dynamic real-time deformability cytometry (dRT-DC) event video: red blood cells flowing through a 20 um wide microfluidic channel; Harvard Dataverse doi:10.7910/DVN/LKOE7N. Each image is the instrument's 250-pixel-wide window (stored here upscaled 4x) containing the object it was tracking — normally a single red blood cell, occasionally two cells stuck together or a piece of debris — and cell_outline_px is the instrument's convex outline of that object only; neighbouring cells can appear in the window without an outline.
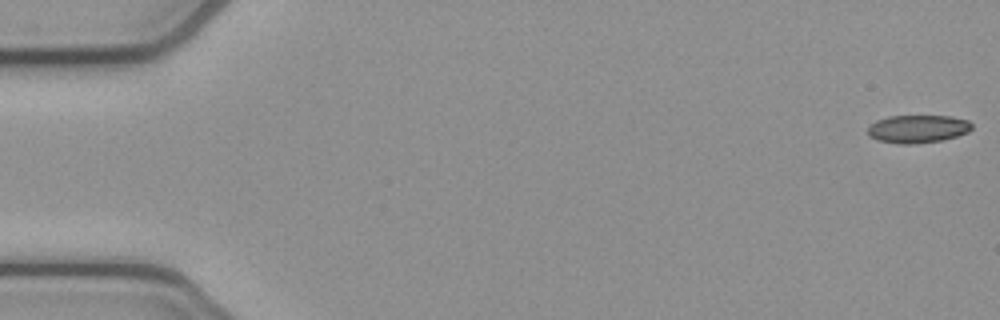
{"species": "common noctule bat (a hibernating species)", "species_latin": "Nyctalus noctula", "temperature_condition": "cold", "stored_images_in_passage": 53, "camera_frame_rate_fps": 3000, "um_per_image_px": 0.085, "animal": {"sex": "female", "body_mass_g": 21.9}, "frame": {"image": 1, "passage_image": 1, "time_ms": 0.0, "image_size_px": [1000, 320], "cell_outline_px": [[972, 128], [968, 132], [944, 140], [912, 144], [896, 144], [876, 140], [868, 136], [868, 128], [876, 120], [888, 116], [952, 116], [968, 120], [972, 124]], "centroid_in_image_um": [78.0, 10.96], "position_along_channel_um": 7.0, "area_um2": 17.11}}
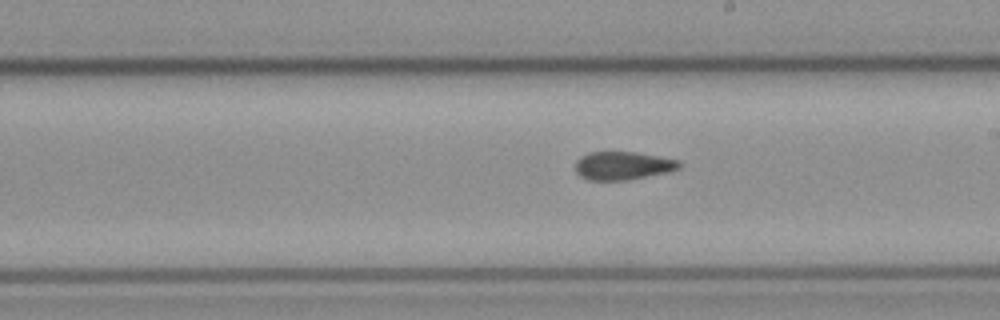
{"frame": {"image": 2, "passage_image": 30, "time_ms": 9.667, "image_size_px": [1000, 320], "cell_outline_px": [[680, 168], [668, 172], [628, 180], [588, 180], [580, 176], [576, 172], [576, 160], [580, 156], [588, 152], [636, 152], [660, 156], [680, 160]], "centroid_in_image_um": [52.94, 14.08], "position_along_channel_um": 236.1, "area_um2": 17.22}}
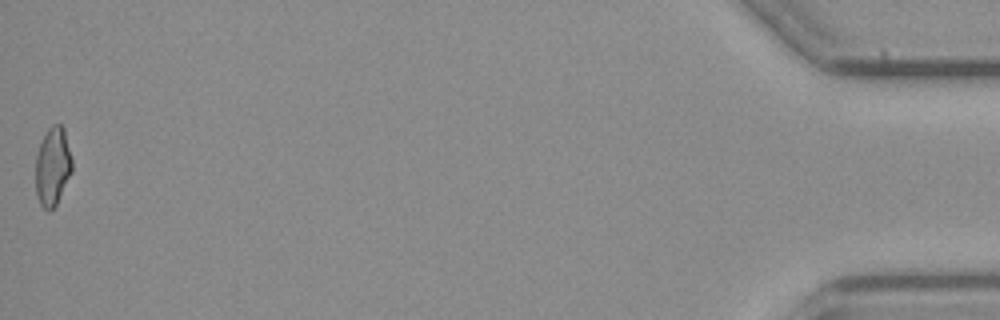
{"frame": {"image": 3, "passage_image": 53, "time_ms": 17.333, "image_size_px": [1000, 320], "cell_outline_px": [[72, 172], [56, 204], [48, 212], [40, 204], [36, 196], [36, 156], [40, 144], [48, 128], [52, 124], [60, 124], [64, 128], [72, 160]], "centroid_in_image_um": [4.48, 14.15], "position_along_channel_um": 430.7, "area_um2": 16.59}, "authors_computed_cell_mechanics": {"area_um2": 17.5134, "velocity_mm_per_s": 3.8874, "shape_relaxation_time_tau1_ms": null, "shape_relaxation_time_tau2_ms": 1.1407, "deformation_change_tau1": null, "deformation_change_tau2": 0.0626}}